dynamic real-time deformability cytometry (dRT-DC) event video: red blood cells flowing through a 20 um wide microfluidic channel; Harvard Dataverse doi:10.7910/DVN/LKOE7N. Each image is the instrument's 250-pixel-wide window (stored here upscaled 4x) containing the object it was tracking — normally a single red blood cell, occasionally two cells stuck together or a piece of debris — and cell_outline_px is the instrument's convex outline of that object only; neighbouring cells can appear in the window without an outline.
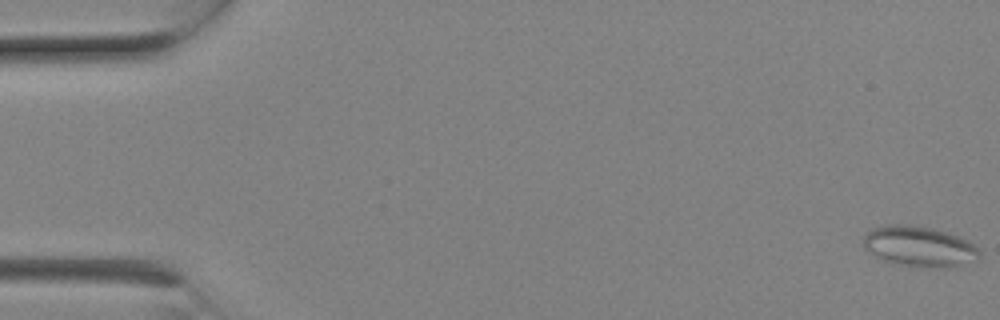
{"species": "Egyptian fruit bat (a non-hibernating species)", "species_latin": "Rousettus aegyptiacus", "temperature_condition": "room temperature", "stored_images_in_passage": 8, "camera_frame_rate_fps": 3000, "um_per_image_px": 0.085, "animal": {"sex": "female"}, "frame": {"image": 1, "passage_image": 1, "time_ms": 0.0, "image_size_px": [1000, 320], "cell_outline_px": [[980, 260], [956, 268], [940, 268], [904, 264], [884, 260], [876, 256], [864, 248], [860, 244], [864, 236], [868, 232], [876, 228], [888, 224], [904, 224], [932, 228], [968, 240], [980, 252]], "centroid_in_image_um": [78.18, 20.96], "position_along_channel_um": 6.8, "area_um2": 27.28}}
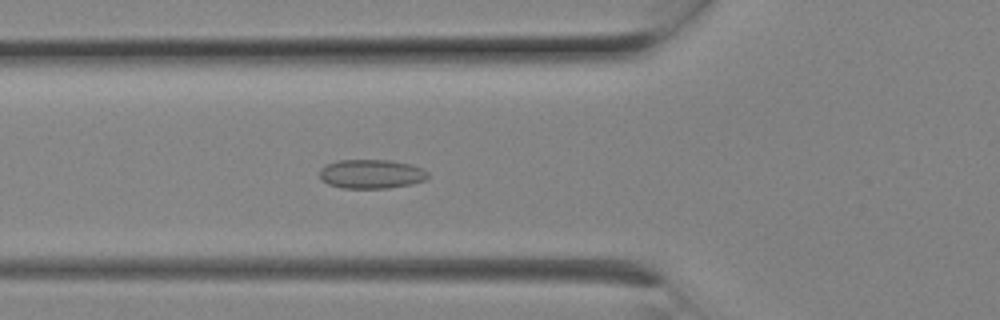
{"frame": {"image": 2, "passage_image": 8, "time_ms": 2.333, "image_size_px": [1000, 320], "cell_outline_px": [[428, 176], [424, 180], [408, 184], [388, 188], [344, 188], [328, 184], [320, 180], [320, 168], [324, 164], [336, 160], [388, 160], [412, 164], [428, 172]], "centroid_in_image_um": [31.5, 14.78], "position_along_channel_um": 94.3, "area_um2": 18.38}}